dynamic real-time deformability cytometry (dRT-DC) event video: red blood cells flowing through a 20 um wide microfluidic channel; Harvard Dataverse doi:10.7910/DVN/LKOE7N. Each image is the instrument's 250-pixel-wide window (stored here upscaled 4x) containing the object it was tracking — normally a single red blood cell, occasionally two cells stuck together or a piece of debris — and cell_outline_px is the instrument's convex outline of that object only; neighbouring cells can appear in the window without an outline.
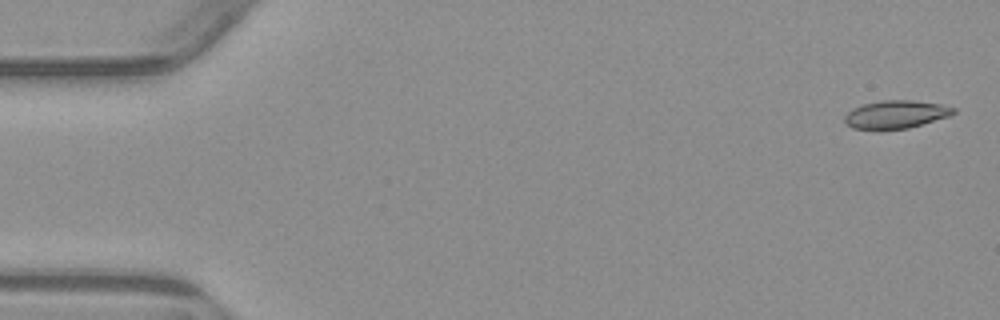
{"species": "common noctule bat (a hibernating species)", "species_latin": "Nyctalus noctula", "temperature_condition": "warm", "stored_images_in_passage": 5, "camera_frame_rate_fps": 3000, "um_per_image_px": 0.085, "animal": {"sex": "male", "body_mass_g": 23.1, "forearm_length_mm": 52.7}, "frame": {"image": 1, "passage_image": 1, "time_ms": 0.0, "image_size_px": [1000, 320], "cell_outline_px": [[956, 112], [948, 116], [908, 128], [880, 132], [876, 132], [852, 128], [844, 124], [844, 116], [852, 108], [864, 104], [880, 100], [916, 100], [940, 104], [956, 108]], "centroid_in_image_um": [76.07, 9.76], "position_along_channel_um": 8.9, "area_um2": 18.38}}
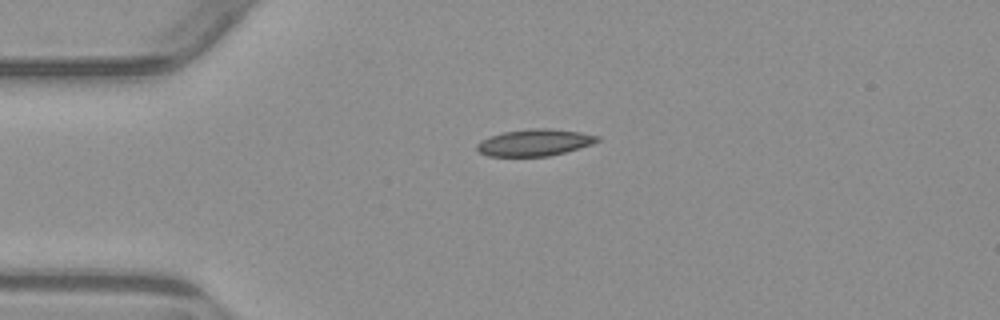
{"frame": {"image": 2, "passage_image": 4, "time_ms": 3.667, "image_size_px": [1000, 320], "cell_outline_px": [[600, 140], [592, 144], [564, 152], [548, 156], [488, 156], [480, 152], [476, 148], [476, 144], [492, 136], [504, 132], [532, 128], [548, 128], [580, 132], [600, 136]], "centroid_in_image_um": [45.47, 12.11], "position_along_channel_um": 39.5, "area_um2": 18.5}}